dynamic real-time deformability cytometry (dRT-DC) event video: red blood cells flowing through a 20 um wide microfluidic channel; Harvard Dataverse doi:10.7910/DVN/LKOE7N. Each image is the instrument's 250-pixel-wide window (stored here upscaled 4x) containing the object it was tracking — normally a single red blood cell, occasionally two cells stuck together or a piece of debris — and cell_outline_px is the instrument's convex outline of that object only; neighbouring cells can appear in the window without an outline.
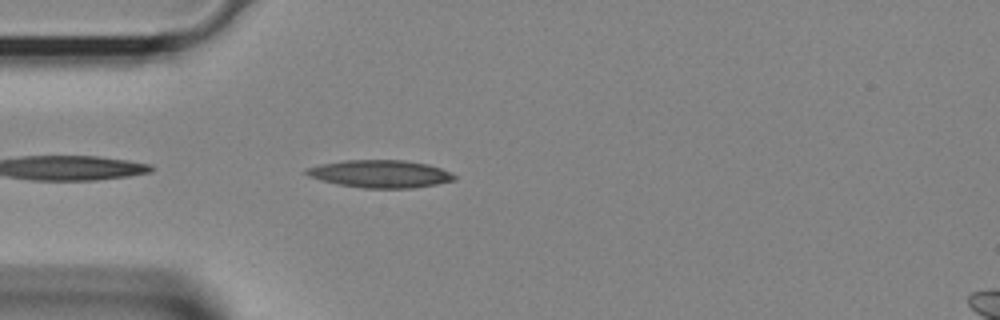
{"species": "Egyptian fruit bat (a non-hibernating species)", "species_latin": "Rousettus aegyptiacus", "temperature_condition": "room temperature", "stored_images_in_passage": 14, "camera_frame_rate_fps": 3000, "um_per_image_px": 0.085, "animal": {"sex": "female"}, "frame": {"image": 1, "passage_image": 3, "time_ms": 0.667, "image_size_px": [1000, 320], "cell_outline_px": [[456, 180], [436, 184], [412, 188], [364, 188], [336, 184], [320, 180], [308, 176], [304, 172], [304, 168], [320, 164], [344, 160], [404, 160], [428, 164], [440, 168], [456, 176]], "centroid_in_image_um": [32.27, 14.77], "position_along_channel_um": 52.7, "area_um2": 23.87}}
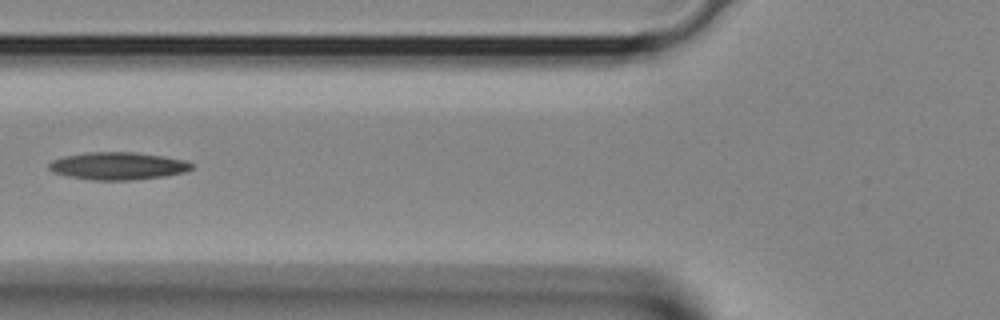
{"frame": {"image": 2, "passage_image": 7, "time_ms": 2.0, "image_size_px": [1000, 320], "cell_outline_px": [[196, 164], [192, 168], [184, 172], [164, 176], [132, 180], [92, 180], [68, 176], [52, 172], [48, 168], [48, 164], [52, 160], [64, 156], [88, 152], [132, 152], [164, 156], [184, 160]], "centroid_in_image_um": [10.02, 14.1], "position_along_channel_um": 115.8, "area_um2": 22.95}}